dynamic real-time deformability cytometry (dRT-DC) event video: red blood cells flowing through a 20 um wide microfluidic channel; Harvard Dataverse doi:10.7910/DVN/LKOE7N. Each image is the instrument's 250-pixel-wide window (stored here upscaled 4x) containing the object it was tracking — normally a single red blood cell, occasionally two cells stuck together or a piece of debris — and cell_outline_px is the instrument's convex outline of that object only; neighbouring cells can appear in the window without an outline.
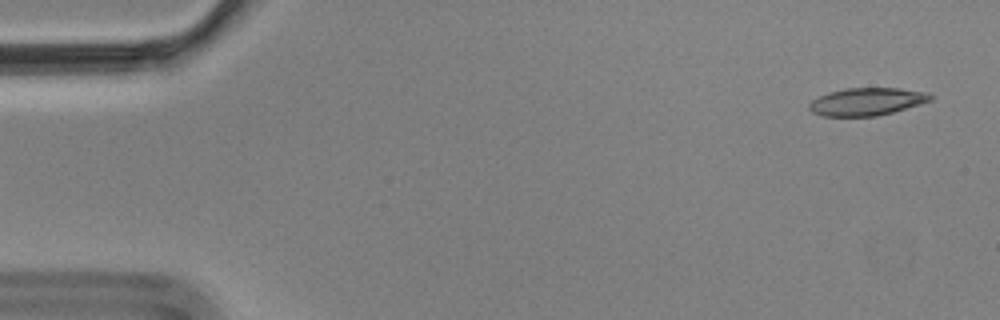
{"species": "Egyptian fruit bat (a non-hibernating species)", "species_latin": "Rousettus aegyptiacus", "temperature_condition": "cold", "stored_images_in_passage": 4, "camera_frame_rate_fps": 3000, "um_per_image_px": 0.085, "animal": {"sex": "male"}, "frame": {"image": 1, "passage_image": 1, "time_ms": 0.0, "image_size_px": [1000, 320], "cell_outline_px": [[932, 100], [920, 104], [892, 112], [876, 116], [824, 116], [812, 112], [808, 108], [808, 104], [812, 100], [828, 92], [844, 88], [900, 88], [924, 92], [932, 96]], "centroid_in_image_um": [73.64, 8.63], "position_along_channel_um": 11.4, "area_um2": 19.42}}
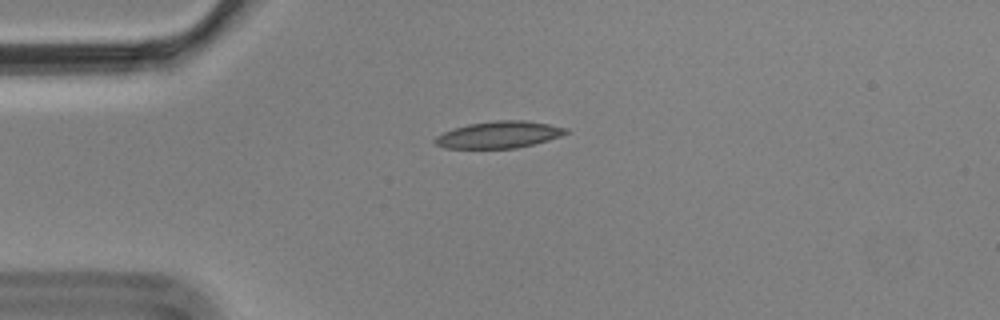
{"frame": {"image": 2, "passage_image": 4, "time_ms": 1.0, "image_size_px": [1000, 320], "cell_outline_px": [[568, 132], [560, 136], [548, 140], [516, 148], [444, 148], [436, 144], [432, 140], [436, 136], [444, 132], [468, 124], [496, 120], [524, 120], [548, 124], [568, 128]], "centroid_in_image_um": [42.4, 11.45], "position_along_channel_um": 42.6, "area_um2": 20.29}}